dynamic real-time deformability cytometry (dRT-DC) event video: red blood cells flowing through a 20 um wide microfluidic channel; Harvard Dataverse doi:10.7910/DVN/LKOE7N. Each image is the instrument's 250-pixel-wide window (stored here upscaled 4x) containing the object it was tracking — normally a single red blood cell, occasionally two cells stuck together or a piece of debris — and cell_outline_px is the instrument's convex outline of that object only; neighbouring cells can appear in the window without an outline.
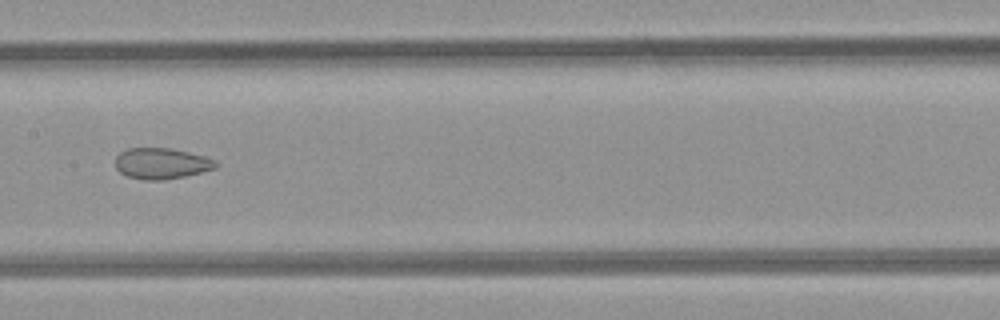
{"species": "common noctule bat (a hibernating species)", "species_latin": "Nyctalus noctula", "temperature_condition": "room temperature", "stored_images_in_passage": 10, "camera_frame_rate_fps": 3000, "um_per_image_px": 0.085, "animal": {"sex": "female", "body_mass_g": 21.9}, "frame": {"image": 1, "passage_image": 9, "time_ms": 10.333, "image_size_px": [1000, 320], "cell_outline_px": [[220, 164], [216, 168], [184, 176], [164, 180], [144, 180], [128, 176], [120, 172], [116, 168], [116, 156], [120, 152], [128, 148], [168, 148], [188, 152], [204, 156], [216, 160]], "centroid_in_image_um": [13.73, 13.89], "position_along_channel_um": 193.7, "area_um2": 18.09}}
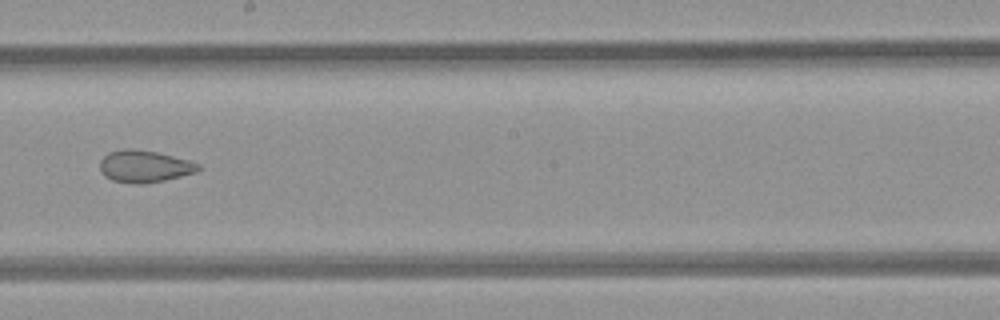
{"frame": {"image": 2, "passage_image": 10, "time_ms": 11.333, "image_size_px": [1000, 320], "cell_outline_px": [[200, 168], [196, 172], [164, 180], [140, 184], [132, 184], [112, 180], [104, 176], [100, 168], [100, 160], [108, 152], [124, 148], [132, 148], [156, 152], [188, 160], [200, 164]], "centroid_in_image_um": [12.24, 14.13], "position_along_channel_um": 236.0, "area_um2": 18.32}}